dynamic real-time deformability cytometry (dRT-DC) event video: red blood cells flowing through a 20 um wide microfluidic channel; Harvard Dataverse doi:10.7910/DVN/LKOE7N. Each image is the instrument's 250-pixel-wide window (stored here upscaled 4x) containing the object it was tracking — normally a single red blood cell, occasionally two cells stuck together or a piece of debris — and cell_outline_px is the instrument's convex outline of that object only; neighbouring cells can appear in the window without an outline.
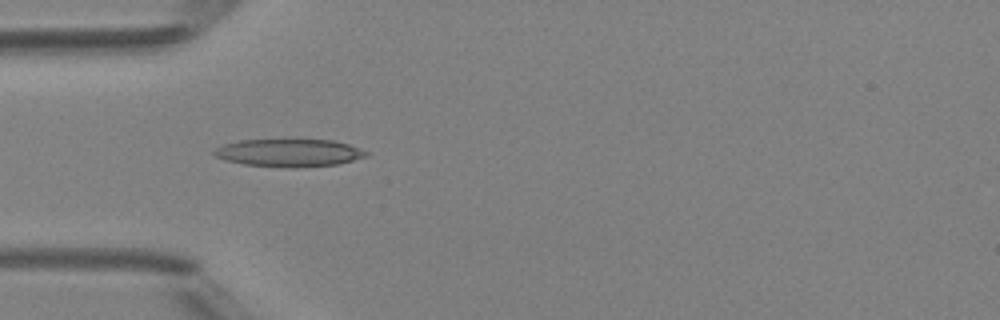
{"species": "Egyptian fruit bat (a non-hibernating species)", "species_latin": "Rousettus aegyptiacus", "temperature_condition": "room temperature", "stored_images_in_passage": 35, "camera_frame_rate_fps": 3000, "um_per_image_px": 0.085, "animal": {"sex": "female"}, "frame": {"image": 1, "passage_image": 1, "time_ms": 0.0, "image_size_px": [1000, 320], "cell_outline_px": [[368, 156], [336, 164], [244, 164], [228, 160], [216, 156], [212, 152], [216, 148], [224, 144], [240, 140], [332, 140], [348, 144], [368, 152]], "centroid_in_image_um": [24.56, 12.92], "position_along_channel_um": 60.4, "area_um2": 22.83}}
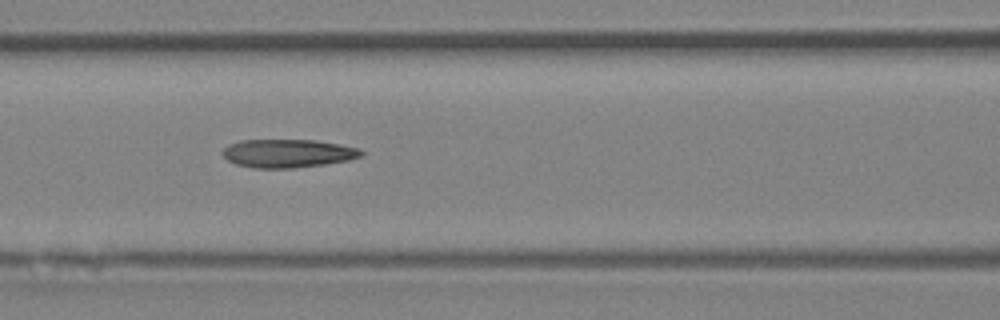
{"frame": {"image": 2, "passage_image": 7, "time_ms": 2.0, "image_size_px": [1000, 320], "cell_outline_px": [[364, 152], [360, 156], [348, 160], [324, 164], [292, 168], [252, 168], [236, 164], [228, 160], [220, 152], [228, 144], [240, 140], [316, 140], [360, 148]], "centroid_in_image_um": [24.43, 13.03], "position_along_channel_um": 142.2, "area_um2": 22.89}}
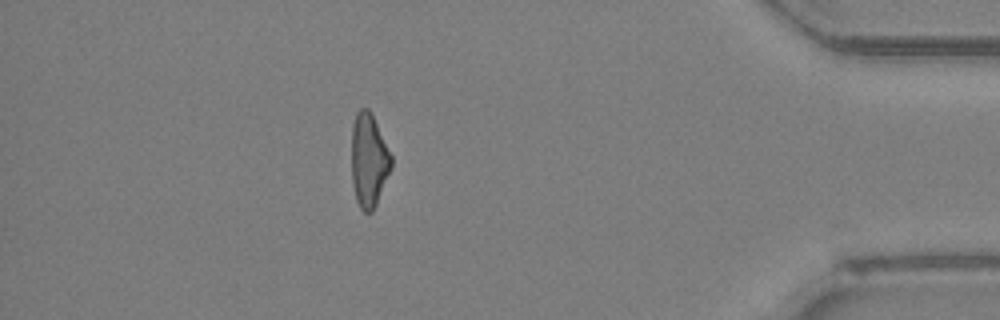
{"frame": {"image": 3, "passage_image": 29, "time_ms": 9.333, "image_size_px": [1000, 320], "cell_outline_px": [[392, 168], [376, 204], [372, 212], [364, 212], [360, 208], [356, 200], [352, 184], [352, 124], [356, 112], [360, 108], [368, 108], [392, 156]], "centroid_in_image_um": [31.34, 13.65], "position_along_channel_um": 403.9, "area_um2": 21.56}, "authors_computed_cell_mechanics": {"area_um2": 22.253, "velocity_mm_per_s": 4.2031, "shape_relaxation_time_tau1_ms": null, "shape_relaxation_time_tau2_ms": 3.842, "deformation_change_tau1": null, "deformation_change_tau2": 0.168}}